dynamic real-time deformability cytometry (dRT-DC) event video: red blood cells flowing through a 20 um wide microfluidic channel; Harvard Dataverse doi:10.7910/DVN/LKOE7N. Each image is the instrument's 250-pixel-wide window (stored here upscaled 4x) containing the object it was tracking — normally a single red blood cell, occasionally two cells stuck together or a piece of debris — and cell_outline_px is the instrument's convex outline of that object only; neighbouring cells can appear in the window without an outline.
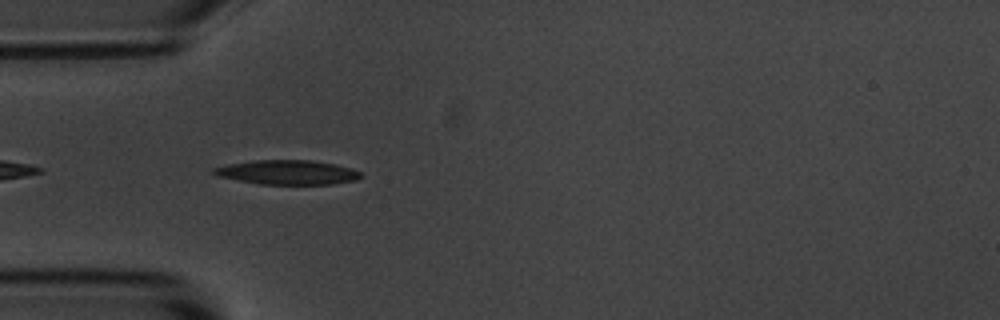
{"species": "common noctule bat (a hibernating species)", "species_latin": "Nyctalus noctula", "temperature_condition": "room temperature", "stored_images_in_passage": 7, "camera_frame_rate_fps": 3000, "um_per_image_px": 0.085, "animal": {"sex": "male", "body_mass_g": 20.1, "forearm_length_mm": 53.5}, "frame": {"image": 1, "passage_image": 3, "time_ms": 0.667, "image_size_px": [1000, 320], "cell_outline_px": [[364, 176], [356, 180], [332, 184], [260, 184], [216, 176], [212, 172], [212, 168], [228, 164], [252, 160], [312, 160], [336, 164], [352, 168], [360, 172]], "centroid_in_image_um": [24.45, 14.64], "position_along_channel_um": 60.6, "area_um2": 21.04}}